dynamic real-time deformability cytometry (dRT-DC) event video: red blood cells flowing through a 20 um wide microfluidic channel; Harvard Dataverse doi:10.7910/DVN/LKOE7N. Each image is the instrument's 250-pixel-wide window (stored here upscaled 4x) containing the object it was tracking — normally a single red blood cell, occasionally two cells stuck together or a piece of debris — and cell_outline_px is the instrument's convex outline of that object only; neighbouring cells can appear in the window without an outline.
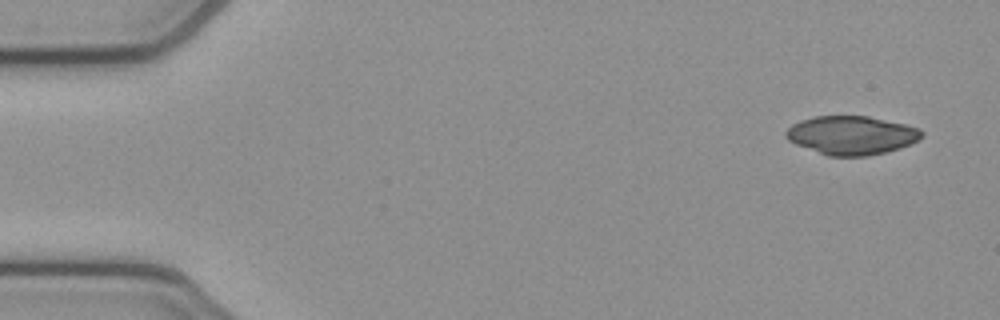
{"species": "common noctule bat (a hibernating species)", "species_latin": "Nyctalus noctula", "temperature_condition": "cold", "stored_images_in_passage": 4, "camera_frame_rate_fps": 3000, "um_per_image_px": 0.085, "animal": {"sex": "female", "body_mass_g": 21.9}, "frame": {"image": 1, "passage_image": 1, "time_ms": 0.0, "image_size_px": [1000, 320], "cell_outline_px": [[924, 136], [920, 140], [900, 148], [868, 156], [828, 156], [796, 144], [788, 140], [784, 136], [784, 132], [792, 124], [800, 120], [816, 116], [868, 116], [904, 124], [920, 128], [924, 132]], "centroid_in_image_um": [72.39, 11.49], "position_along_channel_um": 12.6, "area_um2": 30.69}}